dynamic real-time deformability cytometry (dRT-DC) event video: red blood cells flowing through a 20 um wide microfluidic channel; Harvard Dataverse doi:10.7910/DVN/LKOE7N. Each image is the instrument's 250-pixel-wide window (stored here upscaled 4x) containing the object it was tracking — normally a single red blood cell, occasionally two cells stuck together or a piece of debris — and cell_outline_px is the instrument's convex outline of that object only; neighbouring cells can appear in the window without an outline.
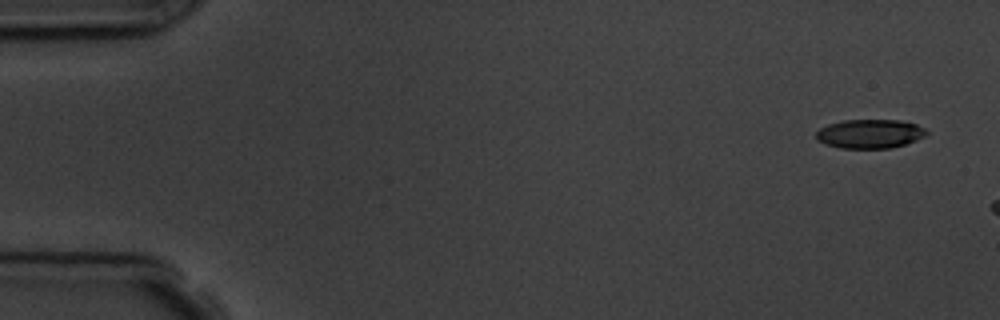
{"species": "common noctule bat (a hibernating species)", "species_latin": "Nyctalus noctula", "temperature_condition": "room temperature", "stored_images_in_passage": 3, "camera_frame_rate_fps": 3000, "um_per_image_px": 0.085, "animal": {"sex": "male", "body_mass_g": 19.5, "forearm_length_mm": 54.6}, "frame": {"image": 1, "passage_image": 1, "time_ms": 0.0, "image_size_px": [1000, 320], "cell_outline_px": [[928, 132], [924, 136], [916, 140], [904, 144], [888, 148], [840, 148], [824, 144], [816, 140], [816, 132], [820, 128], [828, 124], [844, 120], [900, 120], [916, 124], [924, 128]], "centroid_in_image_um": [73.9, 11.37], "position_along_channel_um": 11.1, "area_um2": 18.61}}